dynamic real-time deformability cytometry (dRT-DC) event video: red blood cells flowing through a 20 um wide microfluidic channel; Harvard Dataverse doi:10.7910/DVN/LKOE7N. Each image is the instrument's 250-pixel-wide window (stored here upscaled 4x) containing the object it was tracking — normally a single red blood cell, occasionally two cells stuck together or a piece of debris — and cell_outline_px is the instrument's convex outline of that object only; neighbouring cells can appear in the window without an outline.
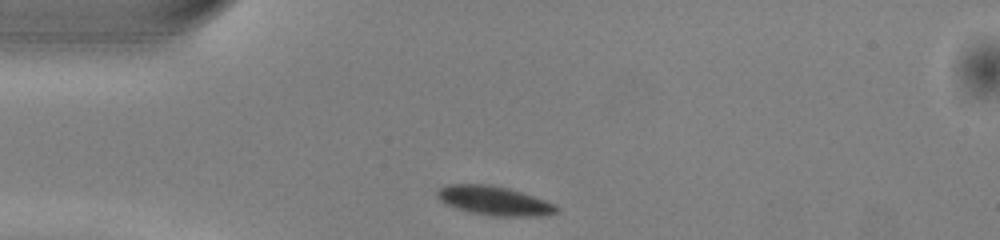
{"species": "common noctule bat (a hibernating species)", "species_latin": "Nyctalus noctula", "temperature_condition": "warm", "stored_images_in_passage": 39, "camera_frame_rate_fps": 3000, "um_per_image_px": 0.085, "animal": {"sex": "male", "body_mass_g": 13.0, "forearm_length_mm": 53.1}, "frame": {"image": 1, "passage_image": 1, "time_ms": 0.0, "image_size_px": [1000, 240], "cell_outline_px": [[560, 208], [556, 212], [544, 216], [492, 216], [472, 212], [456, 208], [440, 200], [436, 196], [436, 192], [440, 188], [448, 184], [488, 184], [508, 188], [556, 204]], "centroid_in_image_um": [42.02, 17.06], "position_along_channel_um": 43.0, "area_um2": 20.06}}
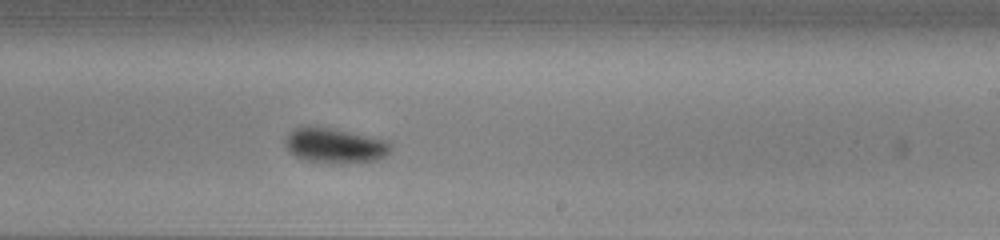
{"frame": {"image": 2, "passage_image": 19, "time_ms": 6.0, "image_size_px": [1000, 240], "cell_outline_px": [[392, 148], [380, 160], [308, 160], [296, 156], [288, 152], [284, 144], [284, 140], [288, 132], [300, 124], [308, 124], [332, 128], [352, 132], [388, 140], [392, 144]], "centroid_in_image_um": [28.39, 12.27], "position_along_channel_um": 260.6, "area_um2": 21.15}}
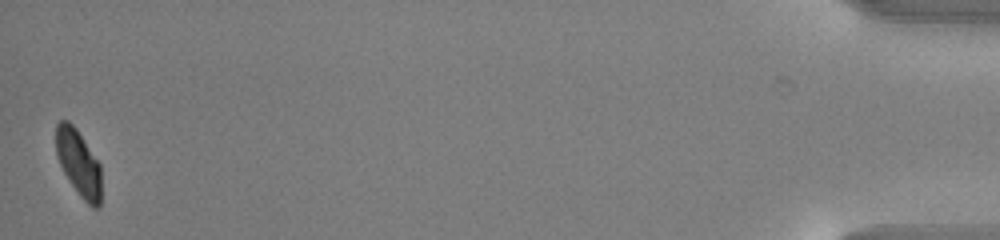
{"frame": {"image": 3, "passage_image": 39, "time_ms": 12.667, "image_size_px": [1000, 240], "cell_outline_px": [[100, 208], [92, 208], [80, 196], [64, 172], [60, 164], [56, 152], [56, 124], [60, 120], [68, 120], [76, 128], [100, 164]], "centroid_in_image_um": [6.68, 13.84], "position_along_channel_um": 428.5, "area_um2": 17.28}, "authors_computed_cell_mechanics": {"area_um2": 20.4034, "velocity_mm_per_s": 3.9991, "shape_relaxation_time_tau1_ms": 1.9106, "shape_relaxation_time_tau2_ms": null, "deformation_change_tau1": 0.09, "deformation_change_tau2": null}}